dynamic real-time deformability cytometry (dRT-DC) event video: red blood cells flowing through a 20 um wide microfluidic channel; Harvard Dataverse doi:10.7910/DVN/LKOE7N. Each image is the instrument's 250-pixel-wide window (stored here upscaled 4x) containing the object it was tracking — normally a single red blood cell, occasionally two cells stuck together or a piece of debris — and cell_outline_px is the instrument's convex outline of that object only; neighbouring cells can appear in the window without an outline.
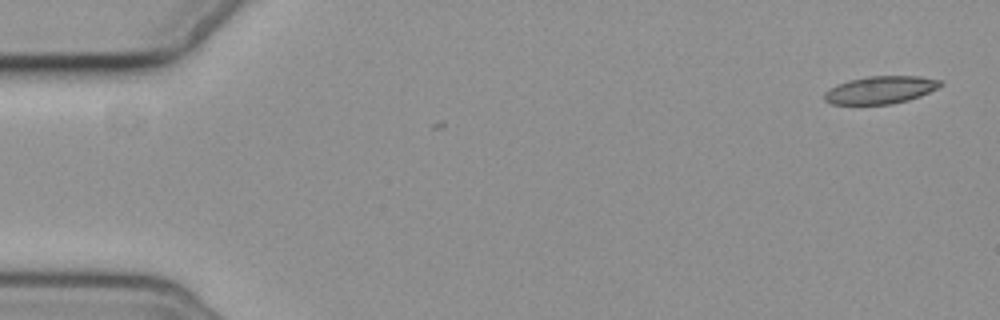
{"species": "common noctule bat (a hibernating species)", "species_latin": "Nyctalus noctula", "temperature_condition": "cold", "stored_images_in_passage": 2, "camera_frame_rate_fps": 3000, "um_per_image_px": 0.085, "animal": {"sex": "female", "body_mass_g": 19.3, "forearm_length_mm": 54.1}, "frame": {"image": 1, "passage_image": 1, "time_ms": 0.0, "image_size_px": [1000, 320], "cell_outline_px": [[944, 84], [920, 96], [908, 100], [888, 104], [832, 104], [824, 100], [824, 92], [836, 84], [848, 80], [868, 76], [920, 76], [944, 80]], "centroid_in_image_um": [74.84, 7.63], "position_along_channel_um": 10.2, "area_um2": 18.73}}